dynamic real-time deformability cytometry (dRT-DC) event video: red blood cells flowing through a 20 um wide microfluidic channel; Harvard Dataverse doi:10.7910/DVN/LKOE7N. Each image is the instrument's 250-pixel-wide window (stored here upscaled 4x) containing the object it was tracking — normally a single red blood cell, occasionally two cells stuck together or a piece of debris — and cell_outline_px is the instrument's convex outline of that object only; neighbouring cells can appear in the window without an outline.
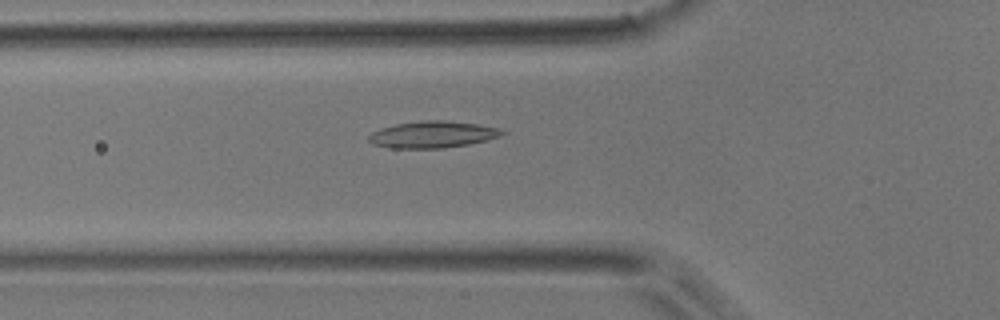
{"species": "common noctule bat (a hibernating species)", "species_latin": "Nyctalus noctula", "temperature_condition": "room temperature", "stored_images_in_passage": 50, "camera_frame_rate_fps": 3000, "um_per_image_px": 0.085, "animal": {"sex": "male", "body_mass_g": 17.9}, "frame": {"image": 1, "passage_image": 17, "time_ms": 5.333, "image_size_px": [1000, 320], "cell_outline_px": [[508, 132], [500, 136], [488, 140], [468, 144], [440, 148], [388, 148], [372, 144], [368, 140], [368, 136], [372, 132], [380, 128], [396, 124], [420, 120], [444, 120], [476, 124], [500, 128]], "centroid_in_image_um": [36.76, 11.43], "position_along_channel_um": 89.0, "area_um2": 20.87}}
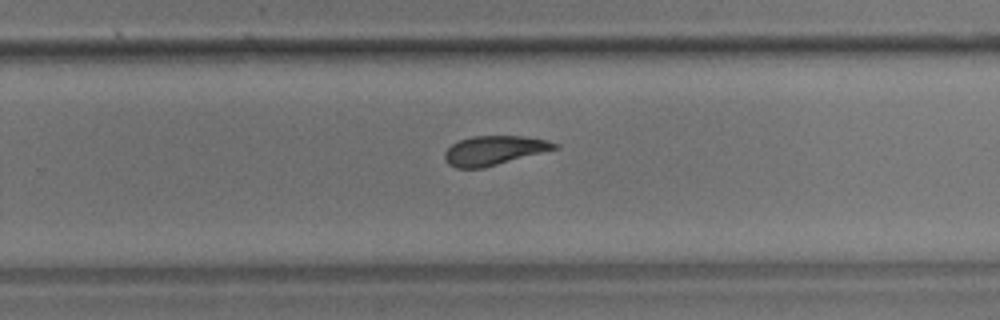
{"frame": {"image": 2, "passage_image": 32, "time_ms": 10.333, "image_size_px": [1000, 320], "cell_outline_px": [[560, 148], [484, 168], [456, 168], [448, 164], [444, 160], [444, 152], [452, 144], [460, 140], [472, 136], [520, 136], [548, 140], [560, 144]], "centroid_in_image_um": [42.02, 12.79], "position_along_channel_um": 287.8, "area_um2": 18.9}}
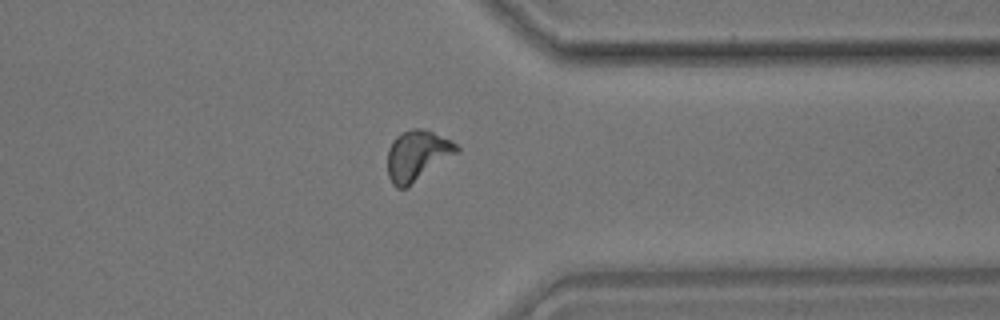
{"frame": {"image": 3, "passage_image": 39, "time_ms": 12.667, "image_size_px": [1000, 320], "cell_outline_px": [[460, 148], [456, 152], [408, 188], [396, 188], [392, 184], [388, 176], [388, 148], [392, 140], [400, 132], [412, 128], [420, 128], [432, 132], [456, 144]], "centroid_in_image_um": [35.39, 13.23], "position_along_channel_um": 376.0, "area_um2": 20.06}, "authors_computed_cell_mechanics": {"area_um2": 19.4208, "velocity_mm_per_s": 3.9679, "shape_relaxation_time_tau1_ms": 7.6215, "shape_relaxation_time_tau2_ms": 2.5342, "deformation_change_tau1": 0.1882, "deformation_change_tau2": 0.1044}}